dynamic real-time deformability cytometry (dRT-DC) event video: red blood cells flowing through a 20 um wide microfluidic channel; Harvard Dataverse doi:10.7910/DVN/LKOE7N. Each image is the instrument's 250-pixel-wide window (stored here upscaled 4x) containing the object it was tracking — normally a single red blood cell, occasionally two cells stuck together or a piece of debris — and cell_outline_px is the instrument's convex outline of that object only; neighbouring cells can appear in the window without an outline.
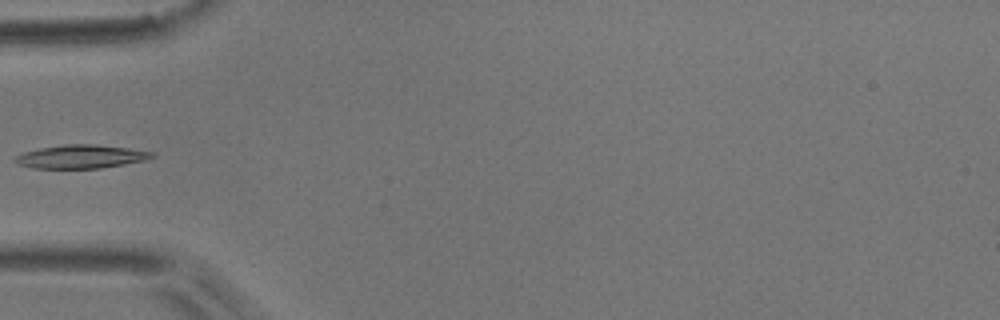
{"species": "common noctule bat (a hibernating species)", "species_latin": "Nyctalus noctula", "temperature_condition": "room temperature", "stored_images_in_passage": 5, "camera_frame_rate_fps": 3000, "um_per_image_px": 0.085, "animal": {"sex": "male", "body_mass_g": 17.9}, "frame": {"image": 1, "passage_image": 4, "time_ms": 3.333, "image_size_px": [1000, 320], "cell_outline_px": [[156, 156], [148, 160], [100, 168], [32, 168], [20, 164], [12, 160], [12, 156], [24, 152], [40, 148], [64, 144], [96, 144], [128, 148], [156, 152]], "centroid_in_image_um": [6.9, 13.3], "position_along_channel_um": 78.1, "area_um2": 18.9}}
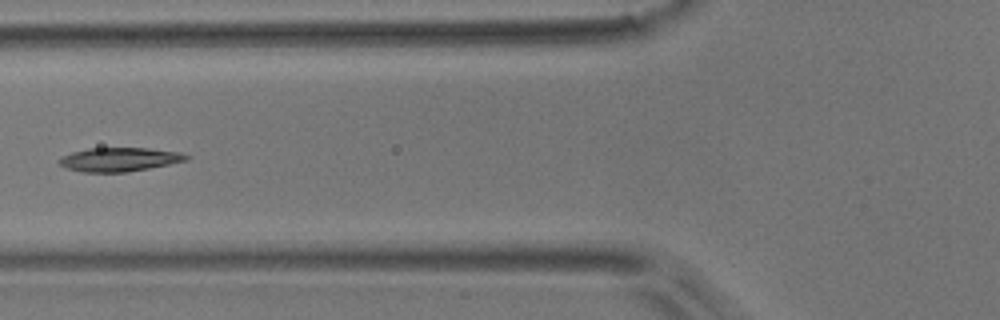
{"frame": {"image": 2, "passage_image": 5, "time_ms": 4.333, "image_size_px": [1000, 320], "cell_outline_px": [[188, 160], [148, 168], [124, 172], [84, 172], [64, 168], [56, 160], [60, 156], [72, 152], [88, 148], [148, 148], [180, 152], [188, 156]], "centroid_in_image_um": [10.07, 13.55], "position_along_channel_um": 115.7, "area_um2": 17.63}}